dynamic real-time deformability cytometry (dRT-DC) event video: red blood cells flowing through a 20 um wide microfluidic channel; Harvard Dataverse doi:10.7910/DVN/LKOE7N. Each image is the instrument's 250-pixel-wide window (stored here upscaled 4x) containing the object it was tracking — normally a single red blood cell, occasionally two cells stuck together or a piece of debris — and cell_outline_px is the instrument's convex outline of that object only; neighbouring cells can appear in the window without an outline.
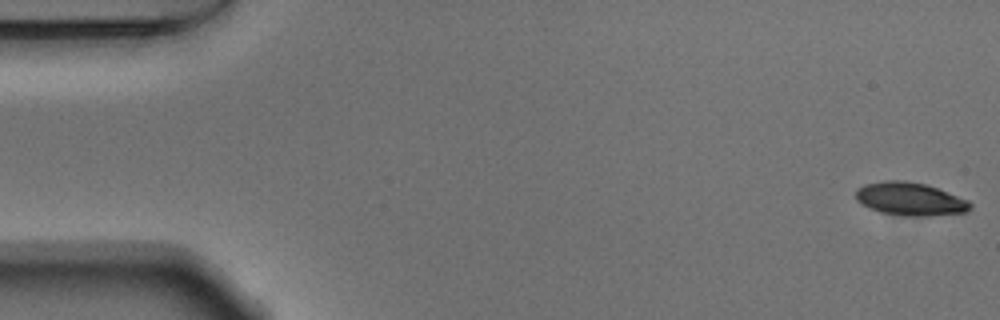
{"species": "Egyptian fruit bat (a non-hibernating species)", "species_latin": "Rousettus aegyptiacus", "temperature_condition": "warm", "stored_images_in_passage": 53, "camera_frame_rate_fps": 3000, "um_per_image_px": 0.085, "animal": {"sex": "male"}, "frame": {"image": 1, "passage_image": 1, "time_ms": 0.0, "image_size_px": [1000, 320], "cell_outline_px": [[972, 208], [968, 212], [932, 216], [904, 216], [880, 212], [856, 200], [856, 188], [864, 184], [888, 180], [904, 180], [924, 184], [936, 188], [968, 200], [972, 204]], "centroid_in_image_um": [77.38, 16.92], "position_along_channel_um": 7.6, "area_um2": 22.02}}
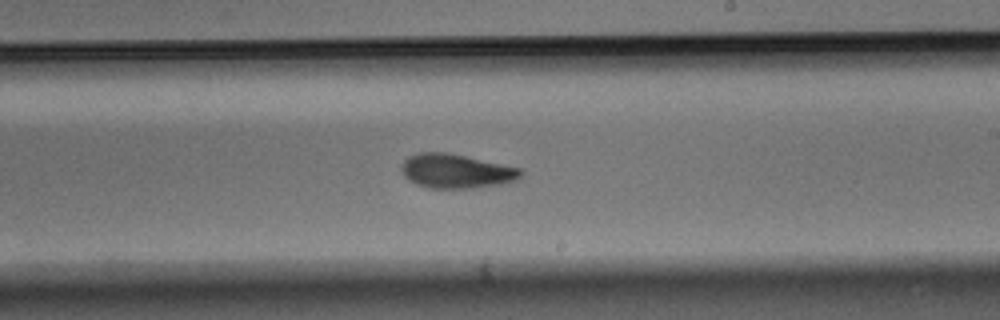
{"frame": {"image": 2, "passage_image": 31, "time_ms": 10.0, "image_size_px": [1000, 320], "cell_outline_px": [[524, 176], [516, 180], [504, 184], [472, 188], [428, 188], [416, 184], [408, 180], [404, 176], [400, 168], [404, 160], [408, 156], [420, 152], [448, 152], [520, 168], [524, 172]], "centroid_in_image_um": [38.78, 14.55], "position_along_channel_um": 250.2, "area_um2": 24.04}}
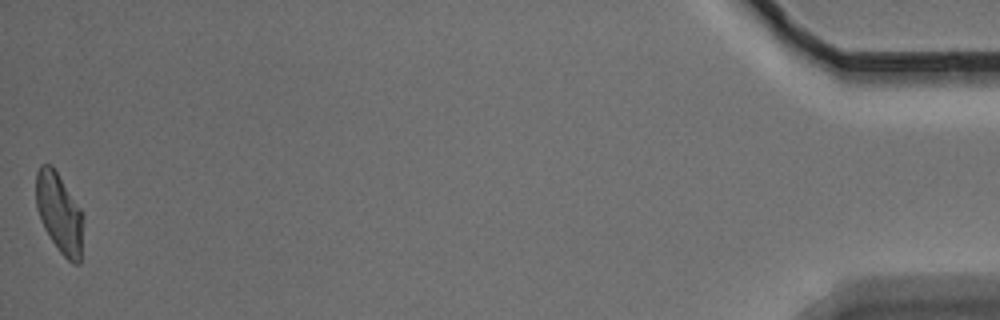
{"frame": {"image": 3, "passage_image": 53, "time_ms": 17.333, "image_size_px": [1000, 320], "cell_outline_px": [[84, 216], [80, 264], [72, 264], [60, 252], [44, 228], [36, 208], [36, 172], [40, 164], [52, 164], [80, 208]], "centroid_in_image_um": [5.05, 18.1], "position_along_channel_um": 430.2, "area_um2": 22.08}, "authors_computed_cell_mechanics": {"area_um2": 23.0622, "velocity_mm_per_s": 3.7843, "shape_relaxation_time_tau1_ms": 4.3622, "shape_relaxation_time_tau2_ms": 3.6505, "deformation_change_tau1": 0.1612, "deformation_change_tau2": 0.1061}}